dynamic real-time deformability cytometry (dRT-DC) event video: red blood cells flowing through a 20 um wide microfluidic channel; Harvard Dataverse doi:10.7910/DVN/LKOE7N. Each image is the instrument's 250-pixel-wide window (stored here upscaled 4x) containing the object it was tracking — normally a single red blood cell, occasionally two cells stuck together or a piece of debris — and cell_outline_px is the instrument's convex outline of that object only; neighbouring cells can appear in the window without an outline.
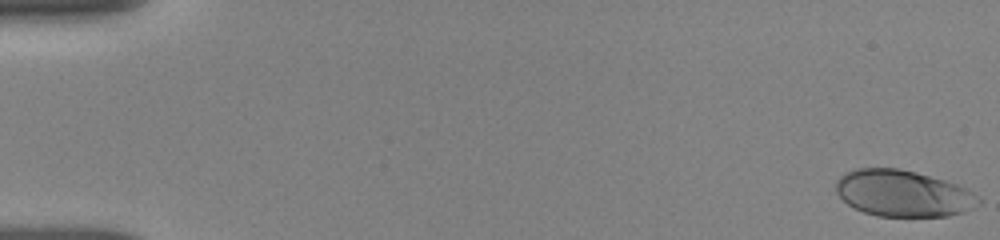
{"species": "human", "species_latin": "Homo sapiens", "temperature_condition": "room temperature", "stored_images_in_passage": 21, "camera_frame_rate_fps": 3000, "um_per_image_px": 0.085, "donor": {"sex": "female"}, "frame": {"image": 1, "passage_image": 1, "time_ms": 0.0, "image_size_px": [1000, 240], "cell_outline_px": [[984, 200], [980, 204], [972, 208], [948, 216], [876, 216], [864, 212], [848, 204], [836, 192], [836, 180], [844, 172], [856, 168], [900, 168], [916, 172], [944, 180], [956, 184], [980, 196]], "centroid_in_image_um": [76.76, 16.43], "position_along_channel_um": 8.2, "area_um2": 38.61}}
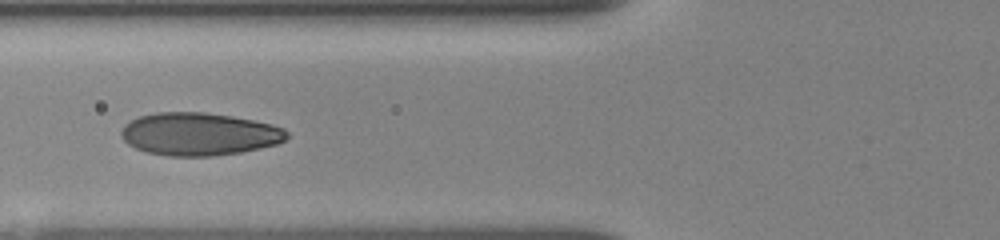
{"frame": {"image": 2, "passage_image": 12, "time_ms": 6.667, "image_size_px": [1000, 240], "cell_outline_px": [[288, 136], [284, 140], [276, 144], [260, 148], [240, 152], [212, 156], [168, 156], [144, 152], [128, 144], [120, 136], [120, 132], [124, 124], [140, 116], [156, 112], [204, 112], [232, 116], [272, 124], [284, 128], [288, 132]], "centroid_in_image_um": [16.9, 11.39], "position_along_channel_um": 108.9, "area_um2": 41.38}}
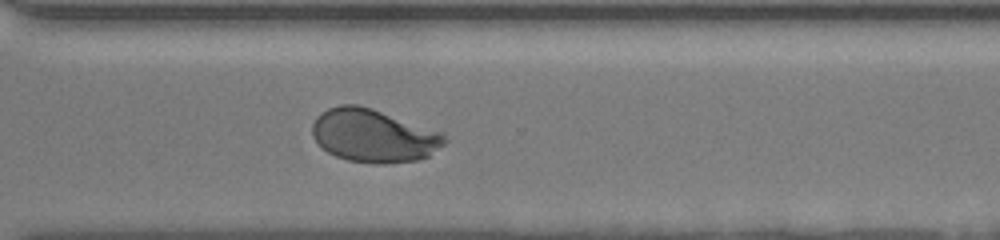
{"frame": {"image": 3, "passage_image": 21, "time_ms": 12.667, "image_size_px": [1000, 240], "cell_outline_px": [[448, 140], [444, 144], [428, 156], [416, 160], [384, 164], [372, 164], [348, 160], [336, 156], [328, 152], [312, 136], [312, 124], [316, 116], [320, 112], [328, 108], [340, 104], [356, 104], [372, 108], [444, 132]], "centroid_in_image_um": [31.76, 11.52], "position_along_channel_um": 338.8, "area_um2": 41.21}}